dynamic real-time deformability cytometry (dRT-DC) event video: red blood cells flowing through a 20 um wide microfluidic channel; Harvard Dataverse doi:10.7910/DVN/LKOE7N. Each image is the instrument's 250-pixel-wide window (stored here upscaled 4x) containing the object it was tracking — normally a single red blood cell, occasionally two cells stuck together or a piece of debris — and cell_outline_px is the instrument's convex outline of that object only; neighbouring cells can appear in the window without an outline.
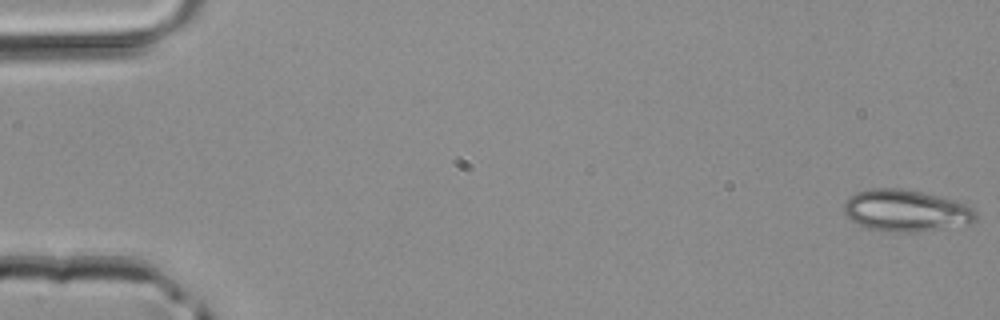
{"species": "common noctule bat (a hibernating species)", "species_latin": "Nyctalus noctula", "temperature_condition": "room temperature", "stored_images_in_passage": 47, "camera_frame_rate_fps": 3000, "um_per_image_px": 0.085, "animal": {"sex": "male", "body_mass_g": 20.4}, "frame": {"image": 1, "passage_image": 1, "time_ms": 0.0, "image_size_px": [1000, 320], "cell_outline_px": [[976, 220], [968, 224], [944, 228], [912, 232], [884, 232], [868, 228], [852, 220], [844, 212], [844, 200], [856, 192], [872, 188], [904, 188], [952, 200], [964, 204], [972, 208], [976, 212]], "centroid_in_image_um": [76.97, 17.9], "position_along_channel_um": 8.0, "area_um2": 31.91}}
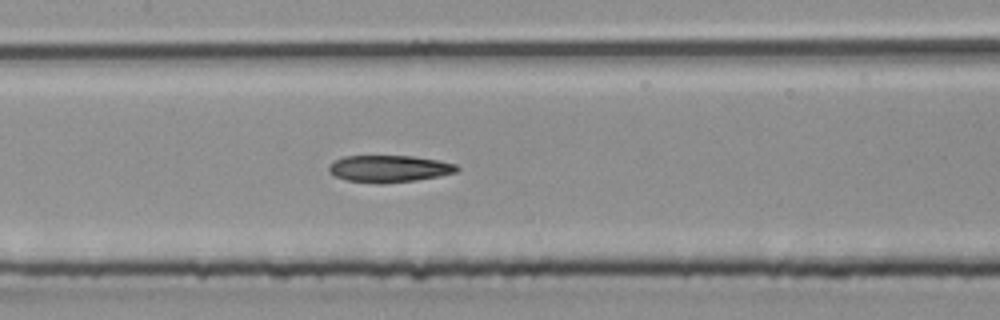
{"frame": {"image": 2, "passage_image": 23, "time_ms": 7.333, "image_size_px": [1000, 320], "cell_outline_px": [[460, 168], [456, 172], [440, 176], [416, 180], [384, 184], [380, 184], [348, 180], [336, 176], [328, 172], [328, 164], [332, 160], [344, 156], [412, 156], [440, 160], [456, 164]], "centroid_in_image_um": [33.07, 14.33], "position_along_channel_um": 174.3, "area_um2": 20.35}}
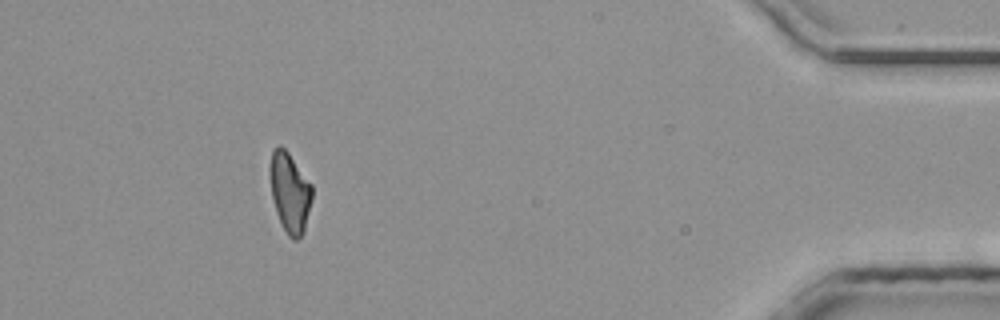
{"frame": {"image": 3, "passage_image": 43, "time_ms": 14.0, "image_size_px": [1000, 320], "cell_outline_px": [[312, 200], [304, 232], [296, 240], [292, 240], [288, 236], [276, 212], [272, 196], [268, 176], [268, 168], [272, 152], [280, 144], [288, 152], [312, 184]], "centroid_in_image_um": [24.62, 16.34], "position_along_channel_um": 410.6, "area_um2": 19.77}}